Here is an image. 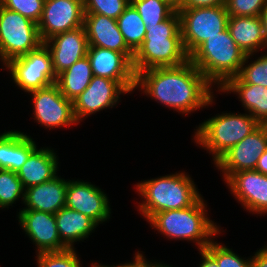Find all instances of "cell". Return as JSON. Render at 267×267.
<instances>
[{
	"instance_id": "16",
	"label": "cell",
	"mask_w": 267,
	"mask_h": 267,
	"mask_svg": "<svg viewBox=\"0 0 267 267\" xmlns=\"http://www.w3.org/2000/svg\"><path fill=\"white\" fill-rule=\"evenodd\" d=\"M20 229L35 246V254L68 249L58 234L55 214L36 210L17 211Z\"/></svg>"
},
{
	"instance_id": "41",
	"label": "cell",
	"mask_w": 267,
	"mask_h": 267,
	"mask_svg": "<svg viewBox=\"0 0 267 267\" xmlns=\"http://www.w3.org/2000/svg\"><path fill=\"white\" fill-rule=\"evenodd\" d=\"M144 267H173L170 264L164 263L163 261H158V260H150L149 258H146V256H144Z\"/></svg>"
},
{
	"instance_id": "20",
	"label": "cell",
	"mask_w": 267,
	"mask_h": 267,
	"mask_svg": "<svg viewBox=\"0 0 267 267\" xmlns=\"http://www.w3.org/2000/svg\"><path fill=\"white\" fill-rule=\"evenodd\" d=\"M68 179L55 176L52 180L25 189L24 207L20 210H36L56 214L66 205Z\"/></svg>"
},
{
	"instance_id": "30",
	"label": "cell",
	"mask_w": 267,
	"mask_h": 267,
	"mask_svg": "<svg viewBox=\"0 0 267 267\" xmlns=\"http://www.w3.org/2000/svg\"><path fill=\"white\" fill-rule=\"evenodd\" d=\"M131 4L146 26L166 20L177 10L167 0H131Z\"/></svg>"
},
{
	"instance_id": "32",
	"label": "cell",
	"mask_w": 267,
	"mask_h": 267,
	"mask_svg": "<svg viewBox=\"0 0 267 267\" xmlns=\"http://www.w3.org/2000/svg\"><path fill=\"white\" fill-rule=\"evenodd\" d=\"M35 257L37 267H84L76 248L41 252L37 253Z\"/></svg>"
},
{
	"instance_id": "28",
	"label": "cell",
	"mask_w": 267,
	"mask_h": 267,
	"mask_svg": "<svg viewBox=\"0 0 267 267\" xmlns=\"http://www.w3.org/2000/svg\"><path fill=\"white\" fill-rule=\"evenodd\" d=\"M24 196L25 188L17 173L0 169V210L11 209L18 201L23 204Z\"/></svg>"
},
{
	"instance_id": "27",
	"label": "cell",
	"mask_w": 267,
	"mask_h": 267,
	"mask_svg": "<svg viewBox=\"0 0 267 267\" xmlns=\"http://www.w3.org/2000/svg\"><path fill=\"white\" fill-rule=\"evenodd\" d=\"M117 23L126 45L135 53L145 38L146 25L131 3L117 18Z\"/></svg>"
},
{
	"instance_id": "1",
	"label": "cell",
	"mask_w": 267,
	"mask_h": 267,
	"mask_svg": "<svg viewBox=\"0 0 267 267\" xmlns=\"http://www.w3.org/2000/svg\"><path fill=\"white\" fill-rule=\"evenodd\" d=\"M137 90L141 96L144 94L183 117L215 107L218 96L217 89L190 60L175 67H157L137 73L134 91Z\"/></svg>"
},
{
	"instance_id": "6",
	"label": "cell",
	"mask_w": 267,
	"mask_h": 267,
	"mask_svg": "<svg viewBox=\"0 0 267 267\" xmlns=\"http://www.w3.org/2000/svg\"><path fill=\"white\" fill-rule=\"evenodd\" d=\"M246 53L236 44L228 28L207 38L189 60L218 90L228 79L239 74Z\"/></svg>"
},
{
	"instance_id": "2",
	"label": "cell",
	"mask_w": 267,
	"mask_h": 267,
	"mask_svg": "<svg viewBox=\"0 0 267 267\" xmlns=\"http://www.w3.org/2000/svg\"><path fill=\"white\" fill-rule=\"evenodd\" d=\"M206 201L204 196H201L188 208L158 212L153 214L147 223L151 229L169 241H186L193 243L198 251L205 249L216 237L226 233L224 228L209 216L210 210Z\"/></svg>"
},
{
	"instance_id": "9",
	"label": "cell",
	"mask_w": 267,
	"mask_h": 267,
	"mask_svg": "<svg viewBox=\"0 0 267 267\" xmlns=\"http://www.w3.org/2000/svg\"><path fill=\"white\" fill-rule=\"evenodd\" d=\"M186 53L190 56L207 38L227 28L229 14L225 6L177 9Z\"/></svg>"
},
{
	"instance_id": "35",
	"label": "cell",
	"mask_w": 267,
	"mask_h": 267,
	"mask_svg": "<svg viewBox=\"0 0 267 267\" xmlns=\"http://www.w3.org/2000/svg\"><path fill=\"white\" fill-rule=\"evenodd\" d=\"M267 0H226L229 16H260Z\"/></svg>"
},
{
	"instance_id": "12",
	"label": "cell",
	"mask_w": 267,
	"mask_h": 267,
	"mask_svg": "<svg viewBox=\"0 0 267 267\" xmlns=\"http://www.w3.org/2000/svg\"><path fill=\"white\" fill-rule=\"evenodd\" d=\"M128 92L115 80L93 76L88 87L73 100L74 116L80 124L103 110L117 108ZM123 95V96H121Z\"/></svg>"
},
{
	"instance_id": "34",
	"label": "cell",
	"mask_w": 267,
	"mask_h": 267,
	"mask_svg": "<svg viewBox=\"0 0 267 267\" xmlns=\"http://www.w3.org/2000/svg\"><path fill=\"white\" fill-rule=\"evenodd\" d=\"M45 0H1V5L38 24L43 13Z\"/></svg>"
},
{
	"instance_id": "31",
	"label": "cell",
	"mask_w": 267,
	"mask_h": 267,
	"mask_svg": "<svg viewBox=\"0 0 267 267\" xmlns=\"http://www.w3.org/2000/svg\"><path fill=\"white\" fill-rule=\"evenodd\" d=\"M216 239V240H215ZM205 250L217 261L219 267H251V255L241 257L233 248L215 238Z\"/></svg>"
},
{
	"instance_id": "13",
	"label": "cell",
	"mask_w": 267,
	"mask_h": 267,
	"mask_svg": "<svg viewBox=\"0 0 267 267\" xmlns=\"http://www.w3.org/2000/svg\"><path fill=\"white\" fill-rule=\"evenodd\" d=\"M83 179H68L66 207L91 218L98 226L109 222L112 208L107 192Z\"/></svg>"
},
{
	"instance_id": "10",
	"label": "cell",
	"mask_w": 267,
	"mask_h": 267,
	"mask_svg": "<svg viewBox=\"0 0 267 267\" xmlns=\"http://www.w3.org/2000/svg\"><path fill=\"white\" fill-rule=\"evenodd\" d=\"M27 94L32 101L31 115L39 127L52 131L80 125L74 116L73 101L67 99L55 83Z\"/></svg>"
},
{
	"instance_id": "15",
	"label": "cell",
	"mask_w": 267,
	"mask_h": 267,
	"mask_svg": "<svg viewBox=\"0 0 267 267\" xmlns=\"http://www.w3.org/2000/svg\"><path fill=\"white\" fill-rule=\"evenodd\" d=\"M84 14L83 0H45L37 24L41 40L83 26Z\"/></svg>"
},
{
	"instance_id": "5",
	"label": "cell",
	"mask_w": 267,
	"mask_h": 267,
	"mask_svg": "<svg viewBox=\"0 0 267 267\" xmlns=\"http://www.w3.org/2000/svg\"><path fill=\"white\" fill-rule=\"evenodd\" d=\"M260 125L245 111L244 113L220 111V113L205 118L203 122L196 125L191 139L196 147L206 150L212 156L211 163L214 164L231 147L255 131Z\"/></svg>"
},
{
	"instance_id": "24",
	"label": "cell",
	"mask_w": 267,
	"mask_h": 267,
	"mask_svg": "<svg viewBox=\"0 0 267 267\" xmlns=\"http://www.w3.org/2000/svg\"><path fill=\"white\" fill-rule=\"evenodd\" d=\"M227 28L236 44L246 53L267 50V37L260 16H229Z\"/></svg>"
},
{
	"instance_id": "17",
	"label": "cell",
	"mask_w": 267,
	"mask_h": 267,
	"mask_svg": "<svg viewBox=\"0 0 267 267\" xmlns=\"http://www.w3.org/2000/svg\"><path fill=\"white\" fill-rule=\"evenodd\" d=\"M87 57L94 76L117 81L130 95L135 92L136 74L133 63L124 53L88 46Z\"/></svg>"
},
{
	"instance_id": "42",
	"label": "cell",
	"mask_w": 267,
	"mask_h": 267,
	"mask_svg": "<svg viewBox=\"0 0 267 267\" xmlns=\"http://www.w3.org/2000/svg\"><path fill=\"white\" fill-rule=\"evenodd\" d=\"M260 20L262 22L263 31L267 37V3L260 14Z\"/></svg>"
},
{
	"instance_id": "36",
	"label": "cell",
	"mask_w": 267,
	"mask_h": 267,
	"mask_svg": "<svg viewBox=\"0 0 267 267\" xmlns=\"http://www.w3.org/2000/svg\"><path fill=\"white\" fill-rule=\"evenodd\" d=\"M226 0H185L178 9H189L195 7L225 6Z\"/></svg>"
},
{
	"instance_id": "38",
	"label": "cell",
	"mask_w": 267,
	"mask_h": 267,
	"mask_svg": "<svg viewBox=\"0 0 267 267\" xmlns=\"http://www.w3.org/2000/svg\"><path fill=\"white\" fill-rule=\"evenodd\" d=\"M143 251H135L133 254V259L130 261H126L125 263L122 261L119 264H116V267H144V254Z\"/></svg>"
},
{
	"instance_id": "43",
	"label": "cell",
	"mask_w": 267,
	"mask_h": 267,
	"mask_svg": "<svg viewBox=\"0 0 267 267\" xmlns=\"http://www.w3.org/2000/svg\"><path fill=\"white\" fill-rule=\"evenodd\" d=\"M91 264H89V265H91V266H89V267H116V264H113L112 263V265H106V263L104 264H102V262L100 263H98L97 261H95V262H90Z\"/></svg>"
},
{
	"instance_id": "8",
	"label": "cell",
	"mask_w": 267,
	"mask_h": 267,
	"mask_svg": "<svg viewBox=\"0 0 267 267\" xmlns=\"http://www.w3.org/2000/svg\"><path fill=\"white\" fill-rule=\"evenodd\" d=\"M0 67V70L4 69L9 73L12 83L24 94L51 86L57 79L50 52L44 44Z\"/></svg>"
},
{
	"instance_id": "40",
	"label": "cell",
	"mask_w": 267,
	"mask_h": 267,
	"mask_svg": "<svg viewBox=\"0 0 267 267\" xmlns=\"http://www.w3.org/2000/svg\"><path fill=\"white\" fill-rule=\"evenodd\" d=\"M255 170L267 175V149L258 159Z\"/></svg>"
},
{
	"instance_id": "33",
	"label": "cell",
	"mask_w": 267,
	"mask_h": 267,
	"mask_svg": "<svg viewBox=\"0 0 267 267\" xmlns=\"http://www.w3.org/2000/svg\"><path fill=\"white\" fill-rule=\"evenodd\" d=\"M131 0H83L85 14H101L117 20Z\"/></svg>"
},
{
	"instance_id": "25",
	"label": "cell",
	"mask_w": 267,
	"mask_h": 267,
	"mask_svg": "<svg viewBox=\"0 0 267 267\" xmlns=\"http://www.w3.org/2000/svg\"><path fill=\"white\" fill-rule=\"evenodd\" d=\"M56 224L61 242L68 248L91 237L98 225L88 216L67 208H61L56 214Z\"/></svg>"
},
{
	"instance_id": "29",
	"label": "cell",
	"mask_w": 267,
	"mask_h": 267,
	"mask_svg": "<svg viewBox=\"0 0 267 267\" xmlns=\"http://www.w3.org/2000/svg\"><path fill=\"white\" fill-rule=\"evenodd\" d=\"M261 53L246 54L237 75L243 83L267 87V50Z\"/></svg>"
},
{
	"instance_id": "3",
	"label": "cell",
	"mask_w": 267,
	"mask_h": 267,
	"mask_svg": "<svg viewBox=\"0 0 267 267\" xmlns=\"http://www.w3.org/2000/svg\"><path fill=\"white\" fill-rule=\"evenodd\" d=\"M133 186L135 193L141 198L134 207L145 221L161 211L188 208L202 196L194 179L184 170L150 177Z\"/></svg>"
},
{
	"instance_id": "22",
	"label": "cell",
	"mask_w": 267,
	"mask_h": 267,
	"mask_svg": "<svg viewBox=\"0 0 267 267\" xmlns=\"http://www.w3.org/2000/svg\"><path fill=\"white\" fill-rule=\"evenodd\" d=\"M217 94H234L241 107L260 124H267V87L243 83L237 76L228 79Z\"/></svg>"
},
{
	"instance_id": "21",
	"label": "cell",
	"mask_w": 267,
	"mask_h": 267,
	"mask_svg": "<svg viewBox=\"0 0 267 267\" xmlns=\"http://www.w3.org/2000/svg\"><path fill=\"white\" fill-rule=\"evenodd\" d=\"M55 148L39 146L17 172L25 189L52 180L59 175V156Z\"/></svg>"
},
{
	"instance_id": "7",
	"label": "cell",
	"mask_w": 267,
	"mask_h": 267,
	"mask_svg": "<svg viewBox=\"0 0 267 267\" xmlns=\"http://www.w3.org/2000/svg\"><path fill=\"white\" fill-rule=\"evenodd\" d=\"M43 44L38 25L0 4V65Z\"/></svg>"
},
{
	"instance_id": "39",
	"label": "cell",
	"mask_w": 267,
	"mask_h": 267,
	"mask_svg": "<svg viewBox=\"0 0 267 267\" xmlns=\"http://www.w3.org/2000/svg\"><path fill=\"white\" fill-rule=\"evenodd\" d=\"M200 256L201 261H199V264H197V267H219L217 264V261L205 250H199L197 252Z\"/></svg>"
},
{
	"instance_id": "37",
	"label": "cell",
	"mask_w": 267,
	"mask_h": 267,
	"mask_svg": "<svg viewBox=\"0 0 267 267\" xmlns=\"http://www.w3.org/2000/svg\"><path fill=\"white\" fill-rule=\"evenodd\" d=\"M251 267H267V243L252 253Z\"/></svg>"
},
{
	"instance_id": "44",
	"label": "cell",
	"mask_w": 267,
	"mask_h": 267,
	"mask_svg": "<svg viewBox=\"0 0 267 267\" xmlns=\"http://www.w3.org/2000/svg\"><path fill=\"white\" fill-rule=\"evenodd\" d=\"M169 1L176 9H178L185 0H167Z\"/></svg>"
},
{
	"instance_id": "18",
	"label": "cell",
	"mask_w": 267,
	"mask_h": 267,
	"mask_svg": "<svg viewBox=\"0 0 267 267\" xmlns=\"http://www.w3.org/2000/svg\"><path fill=\"white\" fill-rule=\"evenodd\" d=\"M43 44L50 52L56 76L87 55L88 40L84 25L56 34Z\"/></svg>"
},
{
	"instance_id": "11",
	"label": "cell",
	"mask_w": 267,
	"mask_h": 267,
	"mask_svg": "<svg viewBox=\"0 0 267 267\" xmlns=\"http://www.w3.org/2000/svg\"><path fill=\"white\" fill-rule=\"evenodd\" d=\"M267 149V124H261L224 153L213 165L224 183L236 172L255 170L257 161Z\"/></svg>"
},
{
	"instance_id": "4",
	"label": "cell",
	"mask_w": 267,
	"mask_h": 267,
	"mask_svg": "<svg viewBox=\"0 0 267 267\" xmlns=\"http://www.w3.org/2000/svg\"><path fill=\"white\" fill-rule=\"evenodd\" d=\"M186 53L176 10L166 20L146 26L145 38L132 60L135 74L151 68L175 67L186 63Z\"/></svg>"
},
{
	"instance_id": "19",
	"label": "cell",
	"mask_w": 267,
	"mask_h": 267,
	"mask_svg": "<svg viewBox=\"0 0 267 267\" xmlns=\"http://www.w3.org/2000/svg\"><path fill=\"white\" fill-rule=\"evenodd\" d=\"M84 27L88 46L122 52L133 60L134 53L126 45L117 20L101 14H84Z\"/></svg>"
},
{
	"instance_id": "26",
	"label": "cell",
	"mask_w": 267,
	"mask_h": 267,
	"mask_svg": "<svg viewBox=\"0 0 267 267\" xmlns=\"http://www.w3.org/2000/svg\"><path fill=\"white\" fill-rule=\"evenodd\" d=\"M93 76L90 61L86 55L58 74L55 84L67 99L73 101L88 87Z\"/></svg>"
},
{
	"instance_id": "23",
	"label": "cell",
	"mask_w": 267,
	"mask_h": 267,
	"mask_svg": "<svg viewBox=\"0 0 267 267\" xmlns=\"http://www.w3.org/2000/svg\"><path fill=\"white\" fill-rule=\"evenodd\" d=\"M38 142L27 132L9 129L0 133V169L18 172Z\"/></svg>"
},
{
	"instance_id": "14",
	"label": "cell",
	"mask_w": 267,
	"mask_h": 267,
	"mask_svg": "<svg viewBox=\"0 0 267 267\" xmlns=\"http://www.w3.org/2000/svg\"><path fill=\"white\" fill-rule=\"evenodd\" d=\"M225 185L244 211L257 217L267 215V175L243 170L234 173Z\"/></svg>"
}]
</instances>
